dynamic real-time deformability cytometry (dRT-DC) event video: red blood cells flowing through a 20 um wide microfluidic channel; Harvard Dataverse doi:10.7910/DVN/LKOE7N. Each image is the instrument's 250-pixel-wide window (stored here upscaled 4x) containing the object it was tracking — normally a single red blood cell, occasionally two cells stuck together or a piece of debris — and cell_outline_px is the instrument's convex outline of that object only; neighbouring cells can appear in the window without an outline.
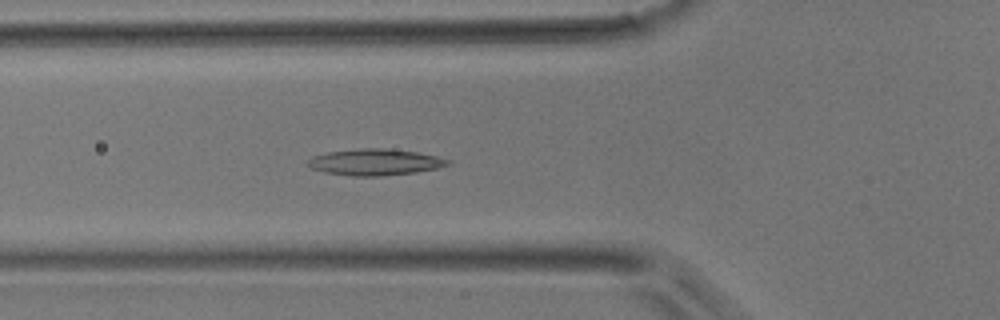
{"species": "common noctule bat (a hibernating species)", "species_latin": "Nyctalus noctula", "temperature_condition": "room temperature", "stored_images_in_passage": 48, "camera_frame_rate_fps": 3000, "um_per_image_px": 0.085, "animal": {"sex": "male", "body_mass_g": 17.9}, "frame": {"image": 1, "passage_image": 17, "time_ms": 5.333, "image_size_px": [1000, 320], "cell_outline_px": [[452, 164], [436, 168], [416, 172], [380, 176], [352, 176], [324, 172], [312, 168], [308, 164], [308, 160], [312, 156], [328, 152], [360, 148], [384, 148], [416, 152], [436, 156], [452, 160]], "centroid_in_image_um": [31.9, 13.78], "position_along_channel_um": 93.9, "area_um2": 21.44}}
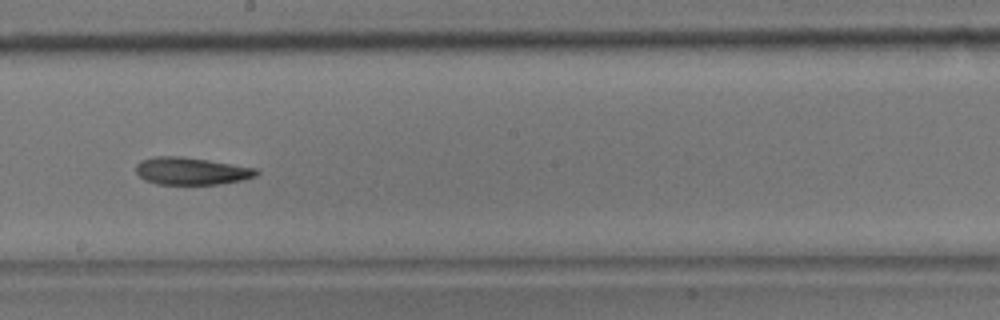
{"frame": {"image": 2, "passage_image": 27, "time_ms": 8.667, "image_size_px": [1000, 320], "cell_outline_px": [[260, 172], [256, 176], [240, 180], [220, 184], [156, 184], [144, 180], [136, 172], [136, 164], [140, 160], [156, 156], [180, 156], [208, 160], [256, 168]], "centroid_in_image_um": [16.23, 14.53], "position_along_channel_um": 232.0, "area_um2": 19.19}}
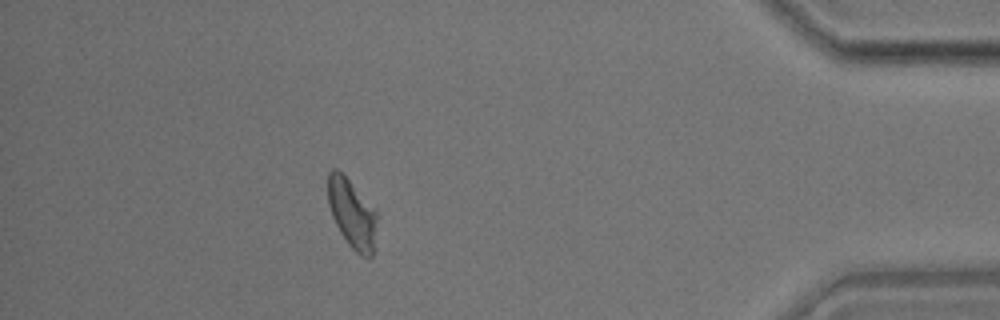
{"frame": {"image": 3, "passage_image": 43, "time_ms": 14.0, "image_size_px": [1000, 320], "cell_outline_px": [[376, 220], [372, 256], [360, 256], [348, 244], [340, 232], [332, 216], [328, 204], [328, 172], [332, 168], [336, 168], [376, 208]], "centroid_in_image_um": [29.9, 18.14], "position_along_channel_um": 405.3, "area_um2": 19.42}}